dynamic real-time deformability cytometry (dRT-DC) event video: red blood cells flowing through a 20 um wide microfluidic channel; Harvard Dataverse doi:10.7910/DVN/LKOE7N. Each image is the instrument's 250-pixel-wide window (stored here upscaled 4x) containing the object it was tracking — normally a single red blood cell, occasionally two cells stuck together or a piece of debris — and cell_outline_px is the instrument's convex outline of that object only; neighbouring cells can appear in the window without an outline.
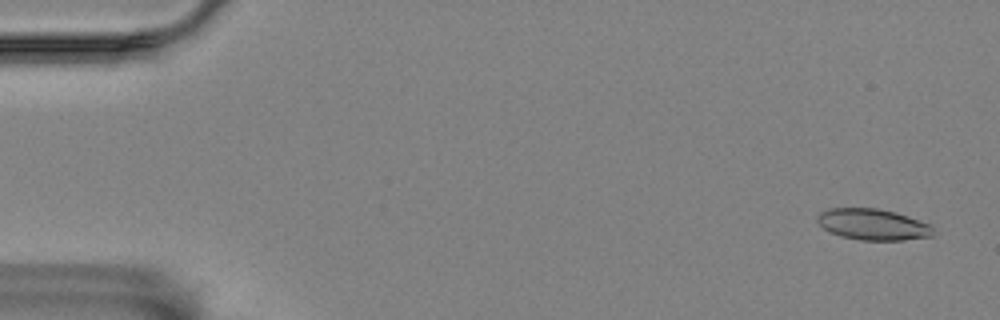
{"species": "Egyptian fruit bat (a non-hibernating species)", "species_latin": "Rousettus aegyptiacus", "temperature_condition": "room temperature", "stored_images_in_passage": 5, "camera_frame_rate_fps": 3000, "um_per_image_px": 0.085, "animal": {"sex": "female"}, "frame": {"image": 1, "passage_image": 1, "time_ms": 0.0, "image_size_px": [1000, 320], "cell_outline_px": [[932, 236], [904, 240], [860, 240], [840, 236], [824, 228], [816, 220], [816, 216], [820, 212], [828, 208], [876, 208], [896, 212], [932, 224]], "centroid_in_image_um": [74.19, 19.07], "position_along_channel_um": 10.8, "area_um2": 21.1}}
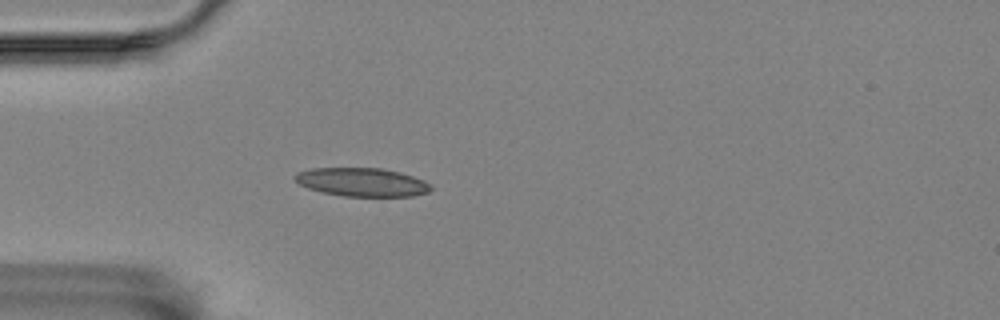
{"frame": {"image": 2, "passage_image": 5, "time_ms": 4.667, "image_size_px": [1000, 320], "cell_outline_px": [[432, 188], [428, 192], [412, 196], [344, 196], [324, 192], [308, 188], [300, 184], [292, 176], [296, 172], [312, 168], [384, 168], [400, 172], [424, 180]], "centroid_in_image_um": [30.75, 15.47], "position_along_channel_um": 54.2, "area_um2": 22.48}}